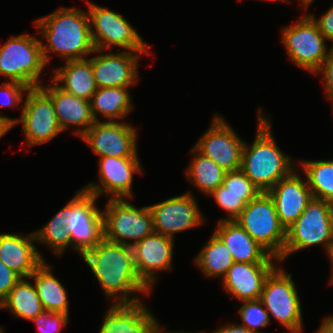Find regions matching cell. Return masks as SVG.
<instances>
[{
    "label": "cell",
    "instance_id": "cell-21",
    "mask_svg": "<svg viewBox=\"0 0 333 333\" xmlns=\"http://www.w3.org/2000/svg\"><path fill=\"white\" fill-rule=\"evenodd\" d=\"M159 322L142 302L112 304L99 333H156Z\"/></svg>",
    "mask_w": 333,
    "mask_h": 333
},
{
    "label": "cell",
    "instance_id": "cell-41",
    "mask_svg": "<svg viewBox=\"0 0 333 333\" xmlns=\"http://www.w3.org/2000/svg\"><path fill=\"white\" fill-rule=\"evenodd\" d=\"M15 124V119L7 116L0 115V139L4 134L12 129Z\"/></svg>",
    "mask_w": 333,
    "mask_h": 333
},
{
    "label": "cell",
    "instance_id": "cell-40",
    "mask_svg": "<svg viewBox=\"0 0 333 333\" xmlns=\"http://www.w3.org/2000/svg\"><path fill=\"white\" fill-rule=\"evenodd\" d=\"M213 333H254L247 328L241 326L240 324H227V326L221 327L215 330Z\"/></svg>",
    "mask_w": 333,
    "mask_h": 333
},
{
    "label": "cell",
    "instance_id": "cell-26",
    "mask_svg": "<svg viewBox=\"0 0 333 333\" xmlns=\"http://www.w3.org/2000/svg\"><path fill=\"white\" fill-rule=\"evenodd\" d=\"M128 88L130 87L98 88L90 100L94 121H100L97 114L112 122L125 118L133 108Z\"/></svg>",
    "mask_w": 333,
    "mask_h": 333
},
{
    "label": "cell",
    "instance_id": "cell-29",
    "mask_svg": "<svg viewBox=\"0 0 333 333\" xmlns=\"http://www.w3.org/2000/svg\"><path fill=\"white\" fill-rule=\"evenodd\" d=\"M195 263L207 277H224L234 260L225 243L215 233H212L208 242L196 256Z\"/></svg>",
    "mask_w": 333,
    "mask_h": 333
},
{
    "label": "cell",
    "instance_id": "cell-20",
    "mask_svg": "<svg viewBox=\"0 0 333 333\" xmlns=\"http://www.w3.org/2000/svg\"><path fill=\"white\" fill-rule=\"evenodd\" d=\"M275 267L274 263L234 262L221 283L238 301L260 299L265 280Z\"/></svg>",
    "mask_w": 333,
    "mask_h": 333
},
{
    "label": "cell",
    "instance_id": "cell-25",
    "mask_svg": "<svg viewBox=\"0 0 333 333\" xmlns=\"http://www.w3.org/2000/svg\"><path fill=\"white\" fill-rule=\"evenodd\" d=\"M51 81L63 91L88 101L98 89L90 58L65 61L62 68L54 70Z\"/></svg>",
    "mask_w": 333,
    "mask_h": 333
},
{
    "label": "cell",
    "instance_id": "cell-14",
    "mask_svg": "<svg viewBox=\"0 0 333 333\" xmlns=\"http://www.w3.org/2000/svg\"><path fill=\"white\" fill-rule=\"evenodd\" d=\"M81 138L100 157H138L137 131L121 121H97Z\"/></svg>",
    "mask_w": 333,
    "mask_h": 333
},
{
    "label": "cell",
    "instance_id": "cell-15",
    "mask_svg": "<svg viewBox=\"0 0 333 333\" xmlns=\"http://www.w3.org/2000/svg\"><path fill=\"white\" fill-rule=\"evenodd\" d=\"M156 233L174 239V234L202 225L205 217L191 192L149 206Z\"/></svg>",
    "mask_w": 333,
    "mask_h": 333
},
{
    "label": "cell",
    "instance_id": "cell-47",
    "mask_svg": "<svg viewBox=\"0 0 333 333\" xmlns=\"http://www.w3.org/2000/svg\"><path fill=\"white\" fill-rule=\"evenodd\" d=\"M0 333H4V330L2 329V327H0Z\"/></svg>",
    "mask_w": 333,
    "mask_h": 333
},
{
    "label": "cell",
    "instance_id": "cell-24",
    "mask_svg": "<svg viewBox=\"0 0 333 333\" xmlns=\"http://www.w3.org/2000/svg\"><path fill=\"white\" fill-rule=\"evenodd\" d=\"M217 225L214 233L229 248L234 262L275 263L276 260L279 262V259L271 256L235 220H220Z\"/></svg>",
    "mask_w": 333,
    "mask_h": 333
},
{
    "label": "cell",
    "instance_id": "cell-8",
    "mask_svg": "<svg viewBox=\"0 0 333 333\" xmlns=\"http://www.w3.org/2000/svg\"><path fill=\"white\" fill-rule=\"evenodd\" d=\"M108 199L102 212L106 240L131 247L155 232L149 206L139 209L126 201V198ZM128 240L133 241L131 243Z\"/></svg>",
    "mask_w": 333,
    "mask_h": 333
},
{
    "label": "cell",
    "instance_id": "cell-10",
    "mask_svg": "<svg viewBox=\"0 0 333 333\" xmlns=\"http://www.w3.org/2000/svg\"><path fill=\"white\" fill-rule=\"evenodd\" d=\"M88 9L91 39L96 52L112 49L114 45L124 48L125 51L150 52L141 36L122 14L89 1Z\"/></svg>",
    "mask_w": 333,
    "mask_h": 333
},
{
    "label": "cell",
    "instance_id": "cell-39",
    "mask_svg": "<svg viewBox=\"0 0 333 333\" xmlns=\"http://www.w3.org/2000/svg\"><path fill=\"white\" fill-rule=\"evenodd\" d=\"M318 26L319 31L329 41L333 43V5L326 11V13L316 20L314 14H309Z\"/></svg>",
    "mask_w": 333,
    "mask_h": 333
},
{
    "label": "cell",
    "instance_id": "cell-19",
    "mask_svg": "<svg viewBox=\"0 0 333 333\" xmlns=\"http://www.w3.org/2000/svg\"><path fill=\"white\" fill-rule=\"evenodd\" d=\"M274 201L280 223L287 229L302 214L313 195L307 181L293 171L267 192Z\"/></svg>",
    "mask_w": 333,
    "mask_h": 333
},
{
    "label": "cell",
    "instance_id": "cell-32",
    "mask_svg": "<svg viewBox=\"0 0 333 333\" xmlns=\"http://www.w3.org/2000/svg\"><path fill=\"white\" fill-rule=\"evenodd\" d=\"M260 193H234L227 191L223 184L217 187L209 196H214L216 203L227 212L226 218L220 220H235L246 204L256 198Z\"/></svg>",
    "mask_w": 333,
    "mask_h": 333
},
{
    "label": "cell",
    "instance_id": "cell-22",
    "mask_svg": "<svg viewBox=\"0 0 333 333\" xmlns=\"http://www.w3.org/2000/svg\"><path fill=\"white\" fill-rule=\"evenodd\" d=\"M34 232L27 236L0 233V260L21 278L27 279L45 260L34 242Z\"/></svg>",
    "mask_w": 333,
    "mask_h": 333
},
{
    "label": "cell",
    "instance_id": "cell-23",
    "mask_svg": "<svg viewBox=\"0 0 333 333\" xmlns=\"http://www.w3.org/2000/svg\"><path fill=\"white\" fill-rule=\"evenodd\" d=\"M52 83L48 87L42 84L40 88L51 98L61 130L76 126L80 129L74 130V134L81 137L95 123L90 101L73 96Z\"/></svg>",
    "mask_w": 333,
    "mask_h": 333
},
{
    "label": "cell",
    "instance_id": "cell-27",
    "mask_svg": "<svg viewBox=\"0 0 333 333\" xmlns=\"http://www.w3.org/2000/svg\"><path fill=\"white\" fill-rule=\"evenodd\" d=\"M52 269L53 267L44 260L29 278L35 280L34 285L44 310L69 315L66 290L59 280L52 275Z\"/></svg>",
    "mask_w": 333,
    "mask_h": 333
},
{
    "label": "cell",
    "instance_id": "cell-46",
    "mask_svg": "<svg viewBox=\"0 0 333 333\" xmlns=\"http://www.w3.org/2000/svg\"><path fill=\"white\" fill-rule=\"evenodd\" d=\"M265 1H266V0H265ZM267 1H282V2H287V3H289L288 0H267Z\"/></svg>",
    "mask_w": 333,
    "mask_h": 333
},
{
    "label": "cell",
    "instance_id": "cell-13",
    "mask_svg": "<svg viewBox=\"0 0 333 333\" xmlns=\"http://www.w3.org/2000/svg\"><path fill=\"white\" fill-rule=\"evenodd\" d=\"M212 121L195 148L226 172L241 169L245 142L223 117L215 115Z\"/></svg>",
    "mask_w": 333,
    "mask_h": 333
},
{
    "label": "cell",
    "instance_id": "cell-7",
    "mask_svg": "<svg viewBox=\"0 0 333 333\" xmlns=\"http://www.w3.org/2000/svg\"><path fill=\"white\" fill-rule=\"evenodd\" d=\"M235 221L271 256L279 259L283 255L286 229L267 192H261L248 202Z\"/></svg>",
    "mask_w": 333,
    "mask_h": 333
},
{
    "label": "cell",
    "instance_id": "cell-35",
    "mask_svg": "<svg viewBox=\"0 0 333 333\" xmlns=\"http://www.w3.org/2000/svg\"><path fill=\"white\" fill-rule=\"evenodd\" d=\"M227 191L234 193H261L241 169L227 171L223 180Z\"/></svg>",
    "mask_w": 333,
    "mask_h": 333
},
{
    "label": "cell",
    "instance_id": "cell-37",
    "mask_svg": "<svg viewBox=\"0 0 333 333\" xmlns=\"http://www.w3.org/2000/svg\"><path fill=\"white\" fill-rule=\"evenodd\" d=\"M21 277L0 260V304Z\"/></svg>",
    "mask_w": 333,
    "mask_h": 333
},
{
    "label": "cell",
    "instance_id": "cell-31",
    "mask_svg": "<svg viewBox=\"0 0 333 333\" xmlns=\"http://www.w3.org/2000/svg\"><path fill=\"white\" fill-rule=\"evenodd\" d=\"M301 164L313 198L333 204V160H305Z\"/></svg>",
    "mask_w": 333,
    "mask_h": 333
},
{
    "label": "cell",
    "instance_id": "cell-44",
    "mask_svg": "<svg viewBox=\"0 0 333 333\" xmlns=\"http://www.w3.org/2000/svg\"><path fill=\"white\" fill-rule=\"evenodd\" d=\"M301 5L305 8H308L314 0H299Z\"/></svg>",
    "mask_w": 333,
    "mask_h": 333
},
{
    "label": "cell",
    "instance_id": "cell-9",
    "mask_svg": "<svg viewBox=\"0 0 333 333\" xmlns=\"http://www.w3.org/2000/svg\"><path fill=\"white\" fill-rule=\"evenodd\" d=\"M265 309L290 333L303 330L302 309L292 275L277 266L267 276L260 297Z\"/></svg>",
    "mask_w": 333,
    "mask_h": 333
},
{
    "label": "cell",
    "instance_id": "cell-5",
    "mask_svg": "<svg viewBox=\"0 0 333 333\" xmlns=\"http://www.w3.org/2000/svg\"><path fill=\"white\" fill-rule=\"evenodd\" d=\"M332 241L333 204L312 198L298 219L286 229L285 247L279 262L310 246L323 244L326 250Z\"/></svg>",
    "mask_w": 333,
    "mask_h": 333
},
{
    "label": "cell",
    "instance_id": "cell-36",
    "mask_svg": "<svg viewBox=\"0 0 333 333\" xmlns=\"http://www.w3.org/2000/svg\"><path fill=\"white\" fill-rule=\"evenodd\" d=\"M31 88L17 81L3 82L0 84V106L14 107L22 102L23 93Z\"/></svg>",
    "mask_w": 333,
    "mask_h": 333
},
{
    "label": "cell",
    "instance_id": "cell-1",
    "mask_svg": "<svg viewBox=\"0 0 333 333\" xmlns=\"http://www.w3.org/2000/svg\"><path fill=\"white\" fill-rule=\"evenodd\" d=\"M98 197L83 188L41 229L34 232L36 242L49 246L61 256L66 247L79 254L95 248L104 238L103 214L95 206Z\"/></svg>",
    "mask_w": 333,
    "mask_h": 333
},
{
    "label": "cell",
    "instance_id": "cell-43",
    "mask_svg": "<svg viewBox=\"0 0 333 333\" xmlns=\"http://www.w3.org/2000/svg\"><path fill=\"white\" fill-rule=\"evenodd\" d=\"M326 252H327L329 259L331 260V265H332V278L329 281V283L331 285V284H333V241L328 245Z\"/></svg>",
    "mask_w": 333,
    "mask_h": 333
},
{
    "label": "cell",
    "instance_id": "cell-28",
    "mask_svg": "<svg viewBox=\"0 0 333 333\" xmlns=\"http://www.w3.org/2000/svg\"><path fill=\"white\" fill-rule=\"evenodd\" d=\"M9 309L14 317L31 321L41 314L42 308L35 285L21 278L1 302L0 309Z\"/></svg>",
    "mask_w": 333,
    "mask_h": 333
},
{
    "label": "cell",
    "instance_id": "cell-6",
    "mask_svg": "<svg viewBox=\"0 0 333 333\" xmlns=\"http://www.w3.org/2000/svg\"><path fill=\"white\" fill-rule=\"evenodd\" d=\"M46 63L41 40L29 34L11 36L0 47V75L30 88L40 87L39 79Z\"/></svg>",
    "mask_w": 333,
    "mask_h": 333
},
{
    "label": "cell",
    "instance_id": "cell-42",
    "mask_svg": "<svg viewBox=\"0 0 333 333\" xmlns=\"http://www.w3.org/2000/svg\"><path fill=\"white\" fill-rule=\"evenodd\" d=\"M315 333H333V315L323 320V323Z\"/></svg>",
    "mask_w": 333,
    "mask_h": 333
},
{
    "label": "cell",
    "instance_id": "cell-33",
    "mask_svg": "<svg viewBox=\"0 0 333 333\" xmlns=\"http://www.w3.org/2000/svg\"><path fill=\"white\" fill-rule=\"evenodd\" d=\"M242 303L243 305L239 308L242 320L240 325L254 333H261L258 329L265 328L271 320L263 303L260 299L243 301Z\"/></svg>",
    "mask_w": 333,
    "mask_h": 333
},
{
    "label": "cell",
    "instance_id": "cell-17",
    "mask_svg": "<svg viewBox=\"0 0 333 333\" xmlns=\"http://www.w3.org/2000/svg\"><path fill=\"white\" fill-rule=\"evenodd\" d=\"M150 52L122 51L121 53H102L90 57L94 79L98 88L131 87L138 79L140 55Z\"/></svg>",
    "mask_w": 333,
    "mask_h": 333
},
{
    "label": "cell",
    "instance_id": "cell-18",
    "mask_svg": "<svg viewBox=\"0 0 333 333\" xmlns=\"http://www.w3.org/2000/svg\"><path fill=\"white\" fill-rule=\"evenodd\" d=\"M174 239L152 233L132 245L134 264L139 278L152 290L156 272L171 270Z\"/></svg>",
    "mask_w": 333,
    "mask_h": 333
},
{
    "label": "cell",
    "instance_id": "cell-45",
    "mask_svg": "<svg viewBox=\"0 0 333 333\" xmlns=\"http://www.w3.org/2000/svg\"><path fill=\"white\" fill-rule=\"evenodd\" d=\"M161 330H162V327H161L160 324H159L156 333H164V331H163V330L161 331ZM165 333H167V332H165ZM168 333H171V332H168ZM172 333H183V332H181V331H176V332H172ZM200 333H205V332H200Z\"/></svg>",
    "mask_w": 333,
    "mask_h": 333
},
{
    "label": "cell",
    "instance_id": "cell-11",
    "mask_svg": "<svg viewBox=\"0 0 333 333\" xmlns=\"http://www.w3.org/2000/svg\"><path fill=\"white\" fill-rule=\"evenodd\" d=\"M282 41L291 62L313 74L321 68L328 55L327 40L308 14L282 30Z\"/></svg>",
    "mask_w": 333,
    "mask_h": 333
},
{
    "label": "cell",
    "instance_id": "cell-38",
    "mask_svg": "<svg viewBox=\"0 0 333 333\" xmlns=\"http://www.w3.org/2000/svg\"><path fill=\"white\" fill-rule=\"evenodd\" d=\"M322 73L326 97L333 101V45L329 48V52L321 68L316 72V75Z\"/></svg>",
    "mask_w": 333,
    "mask_h": 333
},
{
    "label": "cell",
    "instance_id": "cell-4",
    "mask_svg": "<svg viewBox=\"0 0 333 333\" xmlns=\"http://www.w3.org/2000/svg\"><path fill=\"white\" fill-rule=\"evenodd\" d=\"M262 110H258L257 134L252 145L244 144L241 170L261 192H268L295 168L292 158L277 146L271 131L272 124L263 117Z\"/></svg>",
    "mask_w": 333,
    "mask_h": 333
},
{
    "label": "cell",
    "instance_id": "cell-3",
    "mask_svg": "<svg viewBox=\"0 0 333 333\" xmlns=\"http://www.w3.org/2000/svg\"><path fill=\"white\" fill-rule=\"evenodd\" d=\"M41 41L44 61L49 63V52H55L65 61L88 58L96 53L92 39L89 14L75 7H60L50 15L35 21Z\"/></svg>",
    "mask_w": 333,
    "mask_h": 333
},
{
    "label": "cell",
    "instance_id": "cell-12",
    "mask_svg": "<svg viewBox=\"0 0 333 333\" xmlns=\"http://www.w3.org/2000/svg\"><path fill=\"white\" fill-rule=\"evenodd\" d=\"M21 117L15 119L22 123L27 146L40 145L52 140L63 132L58 123L51 98L40 88H31L26 93Z\"/></svg>",
    "mask_w": 333,
    "mask_h": 333
},
{
    "label": "cell",
    "instance_id": "cell-30",
    "mask_svg": "<svg viewBox=\"0 0 333 333\" xmlns=\"http://www.w3.org/2000/svg\"><path fill=\"white\" fill-rule=\"evenodd\" d=\"M191 153H194L195 157L190 162V166L188 165L186 176L204 194L209 195L223 184L226 171L195 147L191 149Z\"/></svg>",
    "mask_w": 333,
    "mask_h": 333
},
{
    "label": "cell",
    "instance_id": "cell-16",
    "mask_svg": "<svg viewBox=\"0 0 333 333\" xmlns=\"http://www.w3.org/2000/svg\"><path fill=\"white\" fill-rule=\"evenodd\" d=\"M138 157H101L99 159L100 183H89L83 189L99 197L110 199L132 198L133 174L141 173Z\"/></svg>",
    "mask_w": 333,
    "mask_h": 333
},
{
    "label": "cell",
    "instance_id": "cell-34",
    "mask_svg": "<svg viewBox=\"0 0 333 333\" xmlns=\"http://www.w3.org/2000/svg\"><path fill=\"white\" fill-rule=\"evenodd\" d=\"M68 317L69 315L61 312L44 310L31 321L36 323L39 333H59L67 325Z\"/></svg>",
    "mask_w": 333,
    "mask_h": 333
},
{
    "label": "cell",
    "instance_id": "cell-2",
    "mask_svg": "<svg viewBox=\"0 0 333 333\" xmlns=\"http://www.w3.org/2000/svg\"><path fill=\"white\" fill-rule=\"evenodd\" d=\"M81 256L107 298L116 299L113 300L114 304L141 302L138 297L130 298V294L140 292L147 295L152 291L136 272L133 250L130 246L103 238L95 248Z\"/></svg>",
    "mask_w": 333,
    "mask_h": 333
}]
</instances>
